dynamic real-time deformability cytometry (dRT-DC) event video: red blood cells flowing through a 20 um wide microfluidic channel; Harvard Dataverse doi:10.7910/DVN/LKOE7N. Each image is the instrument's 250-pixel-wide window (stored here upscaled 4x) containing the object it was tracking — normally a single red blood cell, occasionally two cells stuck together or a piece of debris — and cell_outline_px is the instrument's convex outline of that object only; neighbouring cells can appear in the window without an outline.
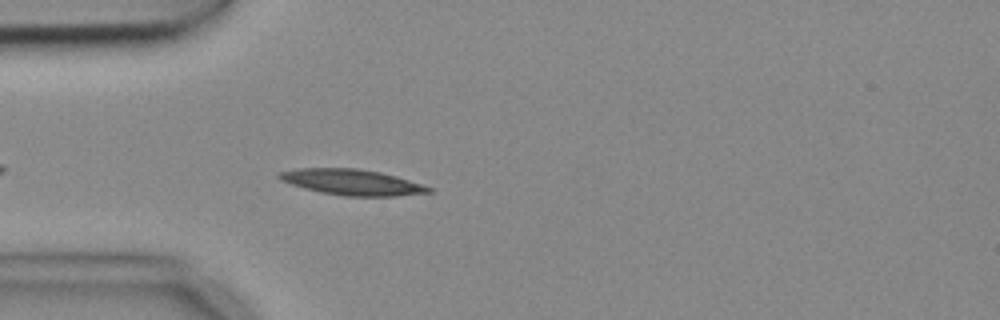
{"species": "common noctule bat (a hibernating species)", "species_latin": "Nyctalus noctula", "temperature_condition": "cold", "stored_images_in_passage": 4, "camera_frame_rate_fps": 3000, "um_per_image_px": 0.085, "animal": {"sex": "female", "body_mass_g": 18.4}, "frame": {"image": 1, "passage_image": 4, "time_ms": 1.0, "image_size_px": [1000, 320], "cell_outline_px": [[432, 192], [396, 196], [344, 196], [320, 192], [304, 188], [280, 180], [276, 176], [280, 172], [300, 168], [356, 168], [380, 172], [396, 176], [424, 184], [432, 188]], "centroid_in_image_um": [29.94, 15.49], "position_along_channel_um": 55.1, "area_um2": 22.43}}